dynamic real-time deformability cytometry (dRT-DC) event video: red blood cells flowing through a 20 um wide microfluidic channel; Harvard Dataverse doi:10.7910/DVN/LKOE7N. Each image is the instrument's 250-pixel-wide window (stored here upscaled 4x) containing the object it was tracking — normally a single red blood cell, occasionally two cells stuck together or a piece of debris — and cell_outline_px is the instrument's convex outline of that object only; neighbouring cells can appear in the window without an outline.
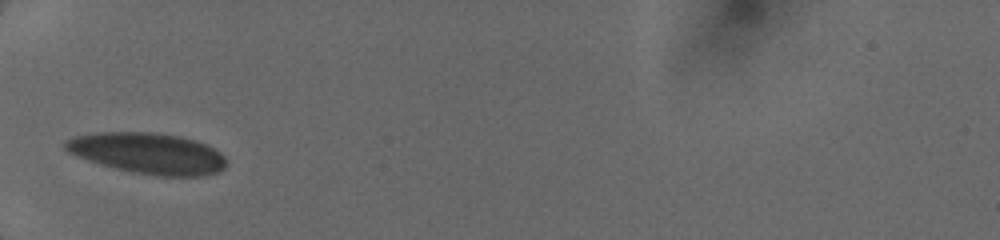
{"species": "human", "species_latin": "Homo sapiens", "temperature_condition": "cold", "stored_images_in_passage": 2, "camera_frame_rate_fps": 3000, "um_per_image_px": 0.085, "donor": {"sex": "female"}, "frame": {"image": 1, "passage_image": 1, "time_ms": 0.0, "image_size_px": [1000, 240], "cell_outline_px": [[228, 164], [220, 172], [208, 176], [160, 176], [132, 172], [100, 164], [76, 156], [68, 152], [64, 148], [64, 140], [76, 136], [96, 132], [152, 132], [180, 136], [196, 140], [220, 152], [224, 156]], "centroid_in_image_um": [12.59, 13.03], "position_along_channel_um": 72.4, "area_um2": 38.67}}
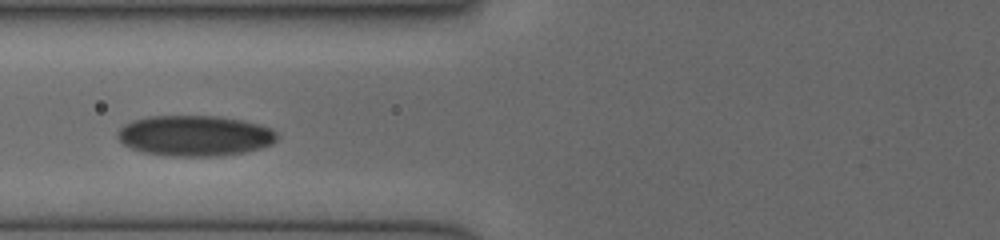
{"frame": {"image": 2, "passage_image": 2, "time_ms": 1.0, "image_size_px": [1000, 240], "cell_outline_px": [[280, 136], [272, 144], [260, 148], [244, 152], [220, 156], [168, 156], [140, 152], [124, 144], [116, 136], [116, 132], [124, 124], [132, 120], [148, 116], [216, 116], [240, 120], [272, 128]], "centroid_in_image_um": [16.53, 11.54], "position_along_channel_um": 109.3, "area_um2": 37.92}}